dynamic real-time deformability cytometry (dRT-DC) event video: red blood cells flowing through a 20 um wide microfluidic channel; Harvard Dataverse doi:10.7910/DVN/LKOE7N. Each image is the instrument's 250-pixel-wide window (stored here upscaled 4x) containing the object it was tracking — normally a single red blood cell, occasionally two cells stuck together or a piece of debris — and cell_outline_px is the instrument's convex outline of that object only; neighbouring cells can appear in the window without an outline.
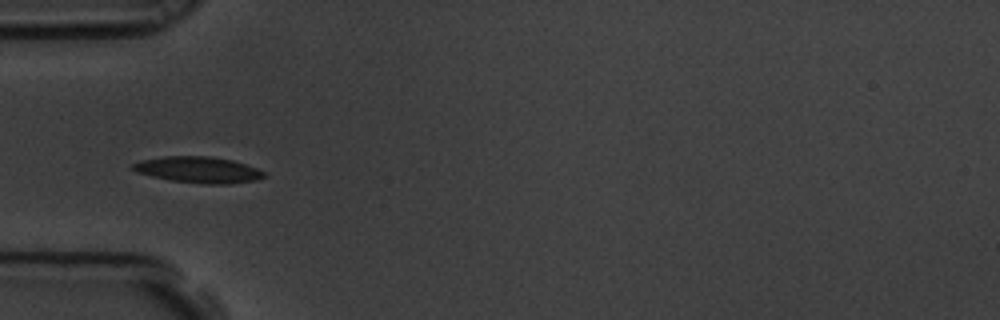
{"species": "common noctule bat (a hibernating species)", "species_latin": "Nyctalus noctula", "temperature_condition": "room temperature", "stored_images_in_passage": 6, "camera_frame_rate_fps": 3000, "um_per_image_px": 0.085, "animal": {"sex": "male", "body_mass_g": 19.5, "forearm_length_mm": 54.6}, "frame": {"image": 1, "passage_image": 1, "time_ms": 0.0, "image_size_px": [1000, 320], "cell_outline_px": [[268, 172], [264, 176], [256, 180], [228, 184], [204, 184], [172, 180], [152, 176], [136, 172], [132, 168], [132, 164], [140, 160], [164, 156], [208, 156], [232, 160]], "centroid_in_image_um": [16.86, 14.43], "position_along_channel_um": 68.1, "area_um2": 19.94}}
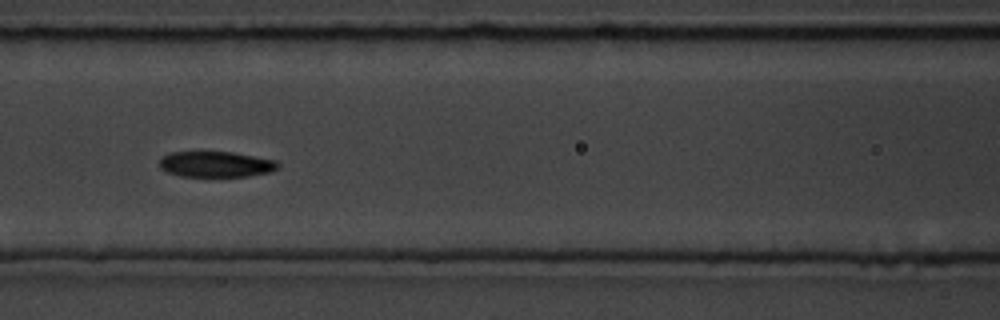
{"frame": {"image": 2, "passage_image": 3, "time_ms": 0.667, "image_size_px": [1000, 320], "cell_outline_px": [[280, 168], [272, 172], [248, 176], [180, 176], [168, 172], [160, 168], [160, 160], [164, 156], [172, 152], [232, 152], [276, 160], [280, 164]], "centroid_in_image_um": [18.41, 13.96], "position_along_channel_um": 148.2, "area_um2": 17.74}}
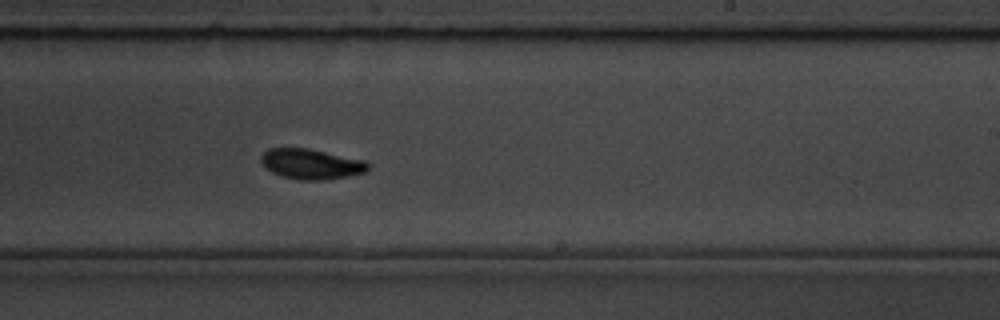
{"frame": {"image": 3, "passage_image": 6, "time_ms": 1.667, "image_size_px": [1000, 320], "cell_outline_px": [[372, 164], [364, 172], [348, 176], [324, 180], [300, 180], [280, 176], [264, 168], [260, 160], [260, 156], [268, 148], [308, 148], [364, 160]], "centroid_in_image_um": [26.42, 13.94], "position_along_channel_um": 262.6, "area_um2": 19.02}}